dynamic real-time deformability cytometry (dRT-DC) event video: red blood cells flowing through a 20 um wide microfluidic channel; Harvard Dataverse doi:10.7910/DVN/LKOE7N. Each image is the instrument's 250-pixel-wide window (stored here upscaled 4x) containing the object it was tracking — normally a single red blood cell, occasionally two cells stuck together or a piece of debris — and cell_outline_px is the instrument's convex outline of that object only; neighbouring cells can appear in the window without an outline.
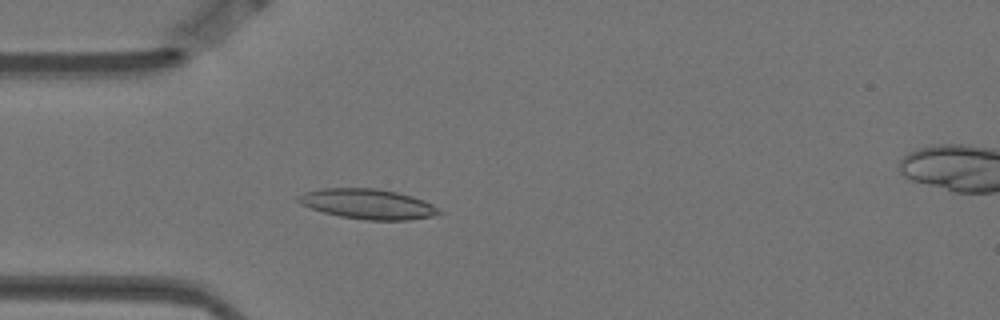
{"species": "Egyptian fruit bat (a non-hibernating species)", "species_latin": "Rousettus aegyptiacus", "temperature_condition": "warm", "stored_images_in_passage": 4, "camera_frame_rate_fps": 3000, "um_per_image_px": 0.085, "animal": {"sex": "female"}, "frame": {"image": 1, "passage_image": 4, "time_ms": 1.0, "image_size_px": [1000, 320], "cell_outline_px": [[444, 212], [436, 216], [408, 220], [364, 220], [340, 216], [324, 212], [300, 204], [296, 200], [296, 196], [304, 192], [320, 188], [376, 188], [396, 192], [412, 196], [432, 204]], "centroid_in_image_um": [31.27, 17.34], "position_along_channel_um": 53.7, "area_um2": 24.8}}